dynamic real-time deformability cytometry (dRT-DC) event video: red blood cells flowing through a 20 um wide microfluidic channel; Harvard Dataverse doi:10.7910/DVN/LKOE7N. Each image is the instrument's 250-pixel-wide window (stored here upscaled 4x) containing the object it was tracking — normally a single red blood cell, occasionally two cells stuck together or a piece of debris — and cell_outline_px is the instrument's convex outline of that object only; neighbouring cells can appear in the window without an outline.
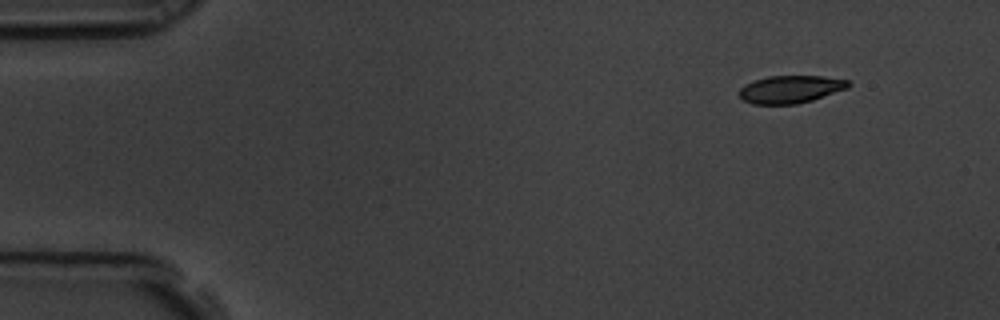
{"species": "common noctule bat (a hibernating species)", "species_latin": "Nyctalus noctula", "temperature_condition": "room temperature", "stored_images_in_passage": 5, "segment_of_instrument_passage": [1, 2], "camera_frame_rate_fps": 3000, "um_per_image_px": 0.085, "animal": {"sex": "male", "body_mass_g": 19.5, "forearm_length_mm": 54.6}, "frame": {"image": 1, "passage_image": 1, "time_ms": 0.0, "image_size_px": [1000, 320], "cell_outline_px": [[852, 84], [848, 88], [812, 100], [796, 104], [752, 104], [744, 100], [740, 96], [740, 88], [744, 84], [768, 76], [824, 76], [848, 80]], "centroid_in_image_um": [67.21, 7.58], "position_along_channel_um": 17.8, "area_um2": 17.51}}
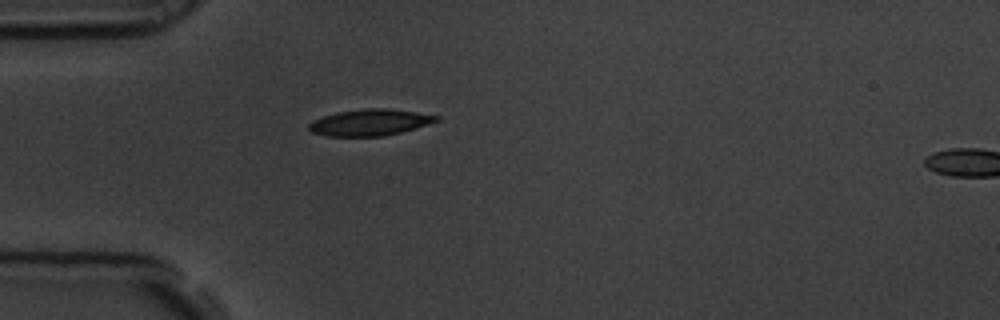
{"frame": {"image": 2, "passage_image": 4, "time_ms": 1.0, "image_size_px": [1000, 320], "cell_outline_px": [[440, 120], [400, 132], [384, 136], [328, 136], [312, 132], [308, 128], [308, 124], [312, 120], [336, 112], [364, 108], [388, 108], [416, 112], [440, 116]], "centroid_in_image_um": [31.42, 10.4], "position_along_channel_um": 53.6, "area_um2": 19.54}}